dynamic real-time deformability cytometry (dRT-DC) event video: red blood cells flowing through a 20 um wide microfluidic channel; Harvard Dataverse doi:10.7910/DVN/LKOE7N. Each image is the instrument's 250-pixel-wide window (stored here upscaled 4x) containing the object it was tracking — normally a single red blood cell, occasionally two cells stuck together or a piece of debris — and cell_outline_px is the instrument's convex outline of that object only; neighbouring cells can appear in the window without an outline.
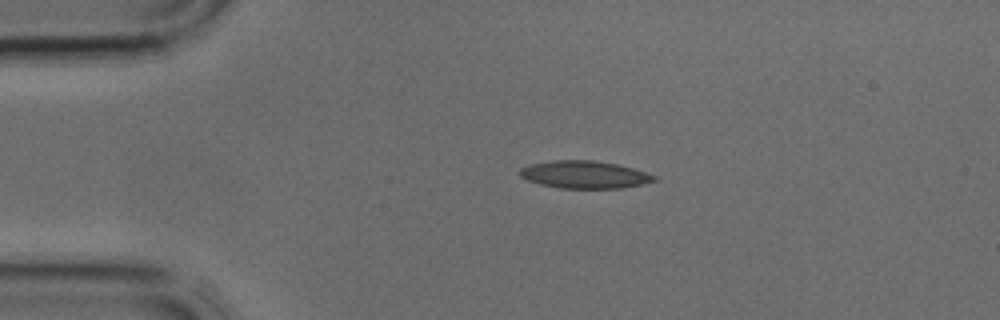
{"species": "common noctule bat (a hibernating species)", "species_latin": "Nyctalus noctula", "temperature_condition": "cold", "stored_images_in_passage": 32, "camera_frame_rate_fps": 3000, "um_per_image_px": 0.085, "animal": {"sex": "male", "body_mass_g": 17.9, "forearm_length_mm": 54.2}, "frame": {"image": 1, "passage_image": 1, "time_ms": 0.0, "image_size_px": [1000, 320], "cell_outline_px": [[656, 180], [644, 184], [624, 188], [560, 188], [540, 184], [528, 180], [520, 176], [520, 168], [532, 164], [552, 160], [592, 160], [616, 164], [632, 168], [656, 176]], "centroid_in_image_um": [49.68, 14.84], "position_along_channel_um": 35.3, "area_um2": 21.39}}
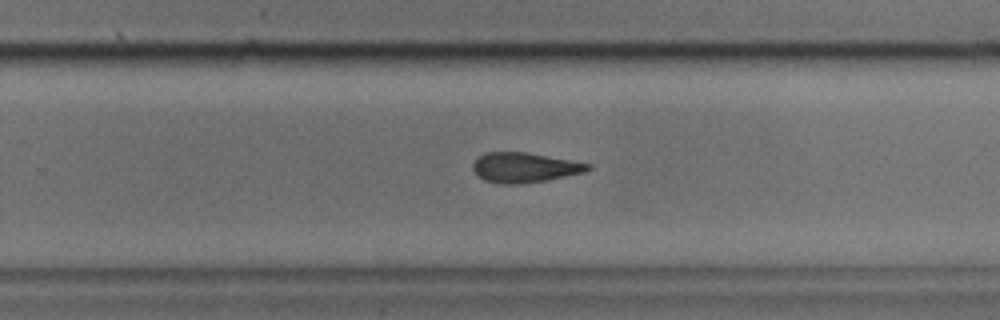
{"frame": {"image": 2, "passage_image": 18, "time_ms": 5.667, "image_size_px": [1000, 320], "cell_outline_px": [[592, 168], [584, 172], [544, 180], [516, 184], [500, 184], [484, 180], [472, 168], [472, 164], [476, 156], [484, 152], [528, 152], [592, 164]], "centroid_in_image_um": [44.55, 14.22], "position_along_channel_um": 285.3, "area_um2": 20.0}}
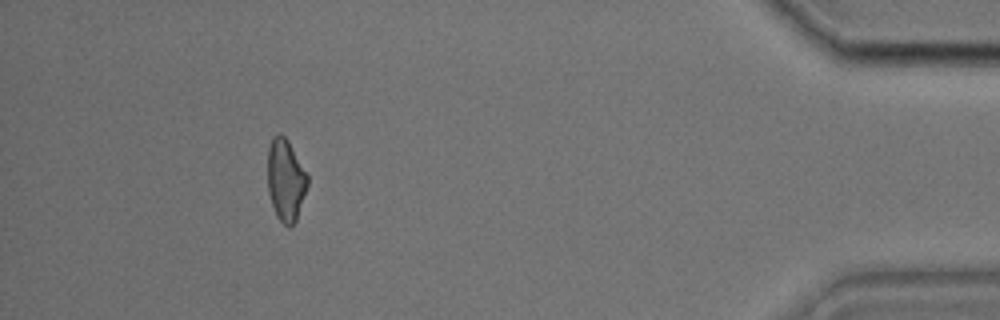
{"frame": {"image": 3, "passage_image": 29, "time_ms": 9.333, "image_size_px": [1000, 320], "cell_outline_px": [[308, 184], [296, 220], [288, 228], [276, 216], [268, 192], [268, 148], [272, 136], [276, 132], [280, 132], [288, 140], [308, 176]], "centroid_in_image_um": [24.27, 15.27], "position_along_channel_um": 410.9, "area_um2": 19.02}}